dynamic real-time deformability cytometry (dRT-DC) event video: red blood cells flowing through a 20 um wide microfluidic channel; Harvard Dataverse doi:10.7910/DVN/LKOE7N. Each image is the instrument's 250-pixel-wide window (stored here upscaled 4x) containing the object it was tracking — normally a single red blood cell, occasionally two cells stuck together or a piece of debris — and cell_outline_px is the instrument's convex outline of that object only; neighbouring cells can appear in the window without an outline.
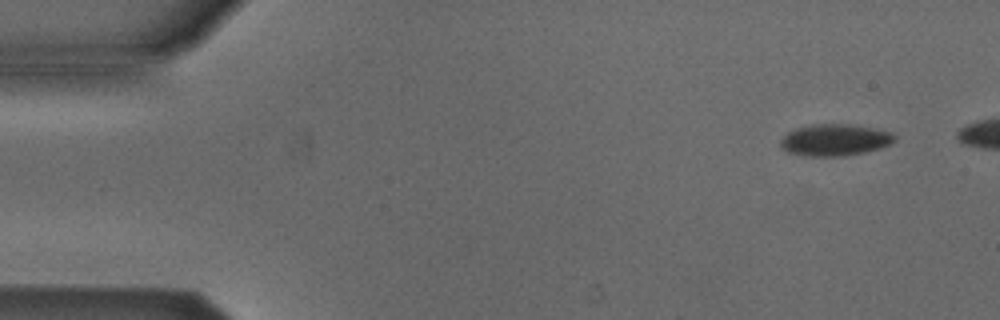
{"species": "Egyptian fruit bat (a non-hibernating species)", "species_latin": "Rousettus aegyptiacus", "temperature_condition": "cold", "stored_images_in_passage": 5, "camera_frame_rate_fps": 3000, "um_per_image_px": 0.085, "animal": {"sex": "male"}, "frame": {"image": 1, "passage_image": 1, "time_ms": 0.0, "image_size_px": [1000, 320], "cell_outline_px": [[896, 140], [880, 148], [864, 152], [844, 156], [804, 156], [788, 152], [780, 144], [780, 140], [788, 132], [796, 128], [812, 124], [848, 124], [872, 128], [888, 132], [896, 136]], "centroid_in_image_um": [70.93, 11.9], "position_along_channel_um": 14.1, "area_um2": 20.87}}